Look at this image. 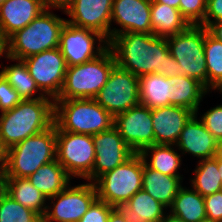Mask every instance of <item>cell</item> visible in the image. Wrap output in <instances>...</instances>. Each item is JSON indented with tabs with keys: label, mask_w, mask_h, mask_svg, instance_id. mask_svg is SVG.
Wrapping results in <instances>:
<instances>
[{
	"label": "cell",
	"mask_w": 222,
	"mask_h": 222,
	"mask_svg": "<svg viewBox=\"0 0 222 222\" xmlns=\"http://www.w3.org/2000/svg\"><path fill=\"white\" fill-rule=\"evenodd\" d=\"M108 48L116 65L137 77L152 73L180 76L181 66L170 55L166 38L153 33L127 32L112 37Z\"/></svg>",
	"instance_id": "6da1fadb"
},
{
	"label": "cell",
	"mask_w": 222,
	"mask_h": 222,
	"mask_svg": "<svg viewBox=\"0 0 222 222\" xmlns=\"http://www.w3.org/2000/svg\"><path fill=\"white\" fill-rule=\"evenodd\" d=\"M55 100L51 97L22 100L0 113V141L7 148L38 134L54 124Z\"/></svg>",
	"instance_id": "7a4b0ae2"
},
{
	"label": "cell",
	"mask_w": 222,
	"mask_h": 222,
	"mask_svg": "<svg viewBox=\"0 0 222 222\" xmlns=\"http://www.w3.org/2000/svg\"><path fill=\"white\" fill-rule=\"evenodd\" d=\"M65 23V18L54 14L52 9H45L29 25L6 40V56L23 60L59 47L60 32Z\"/></svg>",
	"instance_id": "3957f363"
},
{
	"label": "cell",
	"mask_w": 222,
	"mask_h": 222,
	"mask_svg": "<svg viewBox=\"0 0 222 222\" xmlns=\"http://www.w3.org/2000/svg\"><path fill=\"white\" fill-rule=\"evenodd\" d=\"M54 123L62 130L95 135L114 126V117L94 99L55 100Z\"/></svg>",
	"instance_id": "277c9868"
},
{
	"label": "cell",
	"mask_w": 222,
	"mask_h": 222,
	"mask_svg": "<svg viewBox=\"0 0 222 222\" xmlns=\"http://www.w3.org/2000/svg\"><path fill=\"white\" fill-rule=\"evenodd\" d=\"M56 159V124L7 149V177L27 178Z\"/></svg>",
	"instance_id": "5b68a950"
},
{
	"label": "cell",
	"mask_w": 222,
	"mask_h": 222,
	"mask_svg": "<svg viewBox=\"0 0 222 222\" xmlns=\"http://www.w3.org/2000/svg\"><path fill=\"white\" fill-rule=\"evenodd\" d=\"M115 65L114 56L107 48L89 62L67 67L62 90L55 100L94 99Z\"/></svg>",
	"instance_id": "8992f818"
},
{
	"label": "cell",
	"mask_w": 222,
	"mask_h": 222,
	"mask_svg": "<svg viewBox=\"0 0 222 222\" xmlns=\"http://www.w3.org/2000/svg\"><path fill=\"white\" fill-rule=\"evenodd\" d=\"M143 158L135 153L123 164L98 177L93 183L97 198L114 208L125 204L142 190Z\"/></svg>",
	"instance_id": "52a82bcc"
},
{
	"label": "cell",
	"mask_w": 222,
	"mask_h": 222,
	"mask_svg": "<svg viewBox=\"0 0 222 222\" xmlns=\"http://www.w3.org/2000/svg\"><path fill=\"white\" fill-rule=\"evenodd\" d=\"M207 28L190 25L186 30L167 37L170 55L181 66L180 76L198 80L207 88V67L204 54V40Z\"/></svg>",
	"instance_id": "ba28073f"
},
{
	"label": "cell",
	"mask_w": 222,
	"mask_h": 222,
	"mask_svg": "<svg viewBox=\"0 0 222 222\" xmlns=\"http://www.w3.org/2000/svg\"><path fill=\"white\" fill-rule=\"evenodd\" d=\"M95 153L92 135L62 131L56 125V159L72 179L92 182Z\"/></svg>",
	"instance_id": "9c48e42d"
},
{
	"label": "cell",
	"mask_w": 222,
	"mask_h": 222,
	"mask_svg": "<svg viewBox=\"0 0 222 222\" xmlns=\"http://www.w3.org/2000/svg\"><path fill=\"white\" fill-rule=\"evenodd\" d=\"M86 182L75 186L70 183L62 192L47 199L44 222H78L97 199L94 183Z\"/></svg>",
	"instance_id": "30bf717a"
},
{
	"label": "cell",
	"mask_w": 222,
	"mask_h": 222,
	"mask_svg": "<svg viewBox=\"0 0 222 222\" xmlns=\"http://www.w3.org/2000/svg\"><path fill=\"white\" fill-rule=\"evenodd\" d=\"M58 48L70 67L97 58L108 48V40L97 31L76 27L66 21L60 32Z\"/></svg>",
	"instance_id": "8fae6325"
},
{
	"label": "cell",
	"mask_w": 222,
	"mask_h": 222,
	"mask_svg": "<svg viewBox=\"0 0 222 222\" xmlns=\"http://www.w3.org/2000/svg\"><path fill=\"white\" fill-rule=\"evenodd\" d=\"M94 100L113 117L139 105L138 77L115 65Z\"/></svg>",
	"instance_id": "7c38bea8"
},
{
	"label": "cell",
	"mask_w": 222,
	"mask_h": 222,
	"mask_svg": "<svg viewBox=\"0 0 222 222\" xmlns=\"http://www.w3.org/2000/svg\"><path fill=\"white\" fill-rule=\"evenodd\" d=\"M39 90L54 100L59 96L67 71V64L58 47L23 59Z\"/></svg>",
	"instance_id": "4fadbf2b"
},
{
	"label": "cell",
	"mask_w": 222,
	"mask_h": 222,
	"mask_svg": "<svg viewBox=\"0 0 222 222\" xmlns=\"http://www.w3.org/2000/svg\"><path fill=\"white\" fill-rule=\"evenodd\" d=\"M114 127L135 153L154 145L151 109L142 104L117 114L114 117Z\"/></svg>",
	"instance_id": "5bb4252c"
},
{
	"label": "cell",
	"mask_w": 222,
	"mask_h": 222,
	"mask_svg": "<svg viewBox=\"0 0 222 222\" xmlns=\"http://www.w3.org/2000/svg\"><path fill=\"white\" fill-rule=\"evenodd\" d=\"M92 137L96 152L92 168V183L135 154L114 126L107 131L92 135Z\"/></svg>",
	"instance_id": "9a60e30c"
},
{
	"label": "cell",
	"mask_w": 222,
	"mask_h": 222,
	"mask_svg": "<svg viewBox=\"0 0 222 222\" xmlns=\"http://www.w3.org/2000/svg\"><path fill=\"white\" fill-rule=\"evenodd\" d=\"M113 0H73L65 10L71 25L99 32L111 39V13Z\"/></svg>",
	"instance_id": "2e32d148"
},
{
	"label": "cell",
	"mask_w": 222,
	"mask_h": 222,
	"mask_svg": "<svg viewBox=\"0 0 222 222\" xmlns=\"http://www.w3.org/2000/svg\"><path fill=\"white\" fill-rule=\"evenodd\" d=\"M152 0H113L111 13V38L127 32L152 33ZM118 27H114L112 23Z\"/></svg>",
	"instance_id": "e0dca14e"
},
{
	"label": "cell",
	"mask_w": 222,
	"mask_h": 222,
	"mask_svg": "<svg viewBox=\"0 0 222 222\" xmlns=\"http://www.w3.org/2000/svg\"><path fill=\"white\" fill-rule=\"evenodd\" d=\"M195 113L180 106L151 109L154 144L176 145L186 123Z\"/></svg>",
	"instance_id": "ac0fdd59"
},
{
	"label": "cell",
	"mask_w": 222,
	"mask_h": 222,
	"mask_svg": "<svg viewBox=\"0 0 222 222\" xmlns=\"http://www.w3.org/2000/svg\"><path fill=\"white\" fill-rule=\"evenodd\" d=\"M217 142L195 113L186 123L175 146L182 155L188 153L200 161L214 158Z\"/></svg>",
	"instance_id": "d6986e66"
},
{
	"label": "cell",
	"mask_w": 222,
	"mask_h": 222,
	"mask_svg": "<svg viewBox=\"0 0 222 222\" xmlns=\"http://www.w3.org/2000/svg\"><path fill=\"white\" fill-rule=\"evenodd\" d=\"M44 10L42 0H6L0 6V32L4 39L29 25Z\"/></svg>",
	"instance_id": "ffe728a7"
},
{
	"label": "cell",
	"mask_w": 222,
	"mask_h": 222,
	"mask_svg": "<svg viewBox=\"0 0 222 222\" xmlns=\"http://www.w3.org/2000/svg\"><path fill=\"white\" fill-rule=\"evenodd\" d=\"M210 91L189 76L169 77V106H180L199 114L203 98Z\"/></svg>",
	"instance_id": "44dd1931"
},
{
	"label": "cell",
	"mask_w": 222,
	"mask_h": 222,
	"mask_svg": "<svg viewBox=\"0 0 222 222\" xmlns=\"http://www.w3.org/2000/svg\"><path fill=\"white\" fill-rule=\"evenodd\" d=\"M117 209L126 222H160L168 208L142 189Z\"/></svg>",
	"instance_id": "7402d4cb"
},
{
	"label": "cell",
	"mask_w": 222,
	"mask_h": 222,
	"mask_svg": "<svg viewBox=\"0 0 222 222\" xmlns=\"http://www.w3.org/2000/svg\"><path fill=\"white\" fill-rule=\"evenodd\" d=\"M183 176H170L149 168L143 161L142 189L168 209L183 186Z\"/></svg>",
	"instance_id": "603a6c76"
},
{
	"label": "cell",
	"mask_w": 222,
	"mask_h": 222,
	"mask_svg": "<svg viewBox=\"0 0 222 222\" xmlns=\"http://www.w3.org/2000/svg\"><path fill=\"white\" fill-rule=\"evenodd\" d=\"M27 179L47 199L62 192L72 180L57 159L42 165L36 172L28 176Z\"/></svg>",
	"instance_id": "cb8c5ba5"
},
{
	"label": "cell",
	"mask_w": 222,
	"mask_h": 222,
	"mask_svg": "<svg viewBox=\"0 0 222 222\" xmlns=\"http://www.w3.org/2000/svg\"><path fill=\"white\" fill-rule=\"evenodd\" d=\"M152 33L158 37L167 38L186 30L190 24L181 15L179 9L151 1Z\"/></svg>",
	"instance_id": "d4e9b609"
},
{
	"label": "cell",
	"mask_w": 222,
	"mask_h": 222,
	"mask_svg": "<svg viewBox=\"0 0 222 222\" xmlns=\"http://www.w3.org/2000/svg\"><path fill=\"white\" fill-rule=\"evenodd\" d=\"M175 145H158L146 147L139 154L144 163L151 169L170 176H183L179 172L182 155Z\"/></svg>",
	"instance_id": "484cf974"
},
{
	"label": "cell",
	"mask_w": 222,
	"mask_h": 222,
	"mask_svg": "<svg viewBox=\"0 0 222 222\" xmlns=\"http://www.w3.org/2000/svg\"><path fill=\"white\" fill-rule=\"evenodd\" d=\"M168 212L185 222L207 221L204 196L193 188L182 186Z\"/></svg>",
	"instance_id": "4316f807"
},
{
	"label": "cell",
	"mask_w": 222,
	"mask_h": 222,
	"mask_svg": "<svg viewBox=\"0 0 222 222\" xmlns=\"http://www.w3.org/2000/svg\"><path fill=\"white\" fill-rule=\"evenodd\" d=\"M5 59L15 61L16 63L3 66L1 63L0 73L8 83L16 90L22 100H32L44 98L45 95L37 87L35 80L29 73V70L23 60L12 59L5 56ZM38 92V93H37Z\"/></svg>",
	"instance_id": "83f0119b"
},
{
	"label": "cell",
	"mask_w": 222,
	"mask_h": 222,
	"mask_svg": "<svg viewBox=\"0 0 222 222\" xmlns=\"http://www.w3.org/2000/svg\"><path fill=\"white\" fill-rule=\"evenodd\" d=\"M6 194L41 218L47 210V198L27 178L7 177Z\"/></svg>",
	"instance_id": "f1b7e54d"
},
{
	"label": "cell",
	"mask_w": 222,
	"mask_h": 222,
	"mask_svg": "<svg viewBox=\"0 0 222 222\" xmlns=\"http://www.w3.org/2000/svg\"><path fill=\"white\" fill-rule=\"evenodd\" d=\"M140 104L150 108L169 106V77L152 73L138 77Z\"/></svg>",
	"instance_id": "f546056e"
},
{
	"label": "cell",
	"mask_w": 222,
	"mask_h": 222,
	"mask_svg": "<svg viewBox=\"0 0 222 222\" xmlns=\"http://www.w3.org/2000/svg\"><path fill=\"white\" fill-rule=\"evenodd\" d=\"M198 162L190 179L191 187L202 196H208L222 190V180L218 170V160L204 159Z\"/></svg>",
	"instance_id": "4dcf8cb0"
},
{
	"label": "cell",
	"mask_w": 222,
	"mask_h": 222,
	"mask_svg": "<svg viewBox=\"0 0 222 222\" xmlns=\"http://www.w3.org/2000/svg\"><path fill=\"white\" fill-rule=\"evenodd\" d=\"M204 54L207 67V89L211 93L222 82V42L208 31L205 34Z\"/></svg>",
	"instance_id": "1f68e13d"
},
{
	"label": "cell",
	"mask_w": 222,
	"mask_h": 222,
	"mask_svg": "<svg viewBox=\"0 0 222 222\" xmlns=\"http://www.w3.org/2000/svg\"><path fill=\"white\" fill-rule=\"evenodd\" d=\"M40 219L36 212L21 205L7 194L0 200V222H38Z\"/></svg>",
	"instance_id": "d6a6232c"
},
{
	"label": "cell",
	"mask_w": 222,
	"mask_h": 222,
	"mask_svg": "<svg viewBox=\"0 0 222 222\" xmlns=\"http://www.w3.org/2000/svg\"><path fill=\"white\" fill-rule=\"evenodd\" d=\"M207 0H180L179 11L190 25H200L204 21Z\"/></svg>",
	"instance_id": "836d02e7"
},
{
	"label": "cell",
	"mask_w": 222,
	"mask_h": 222,
	"mask_svg": "<svg viewBox=\"0 0 222 222\" xmlns=\"http://www.w3.org/2000/svg\"><path fill=\"white\" fill-rule=\"evenodd\" d=\"M198 118L218 141L222 140V104L208 109Z\"/></svg>",
	"instance_id": "e575fe53"
},
{
	"label": "cell",
	"mask_w": 222,
	"mask_h": 222,
	"mask_svg": "<svg viewBox=\"0 0 222 222\" xmlns=\"http://www.w3.org/2000/svg\"><path fill=\"white\" fill-rule=\"evenodd\" d=\"M22 101L16 90L0 73V113L13 109Z\"/></svg>",
	"instance_id": "d590c367"
},
{
	"label": "cell",
	"mask_w": 222,
	"mask_h": 222,
	"mask_svg": "<svg viewBox=\"0 0 222 222\" xmlns=\"http://www.w3.org/2000/svg\"><path fill=\"white\" fill-rule=\"evenodd\" d=\"M113 209L97 198L78 222H107Z\"/></svg>",
	"instance_id": "8d00e7d4"
},
{
	"label": "cell",
	"mask_w": 222,
	"mask_h": 222,
	"mask_svg": "<svg viewBox=\"0 0 222 222\" xmlns=\"http://www.w3.org/2000/svg\"><path fill=\"white\" fill-rule=\"evenodd\" d=\"M207 221L222 222V190L204 197Z\"/></svg>",
	"instance_id": "74e56055"
},
{
	"label": "cell",
	"mask_w": 222,
	"mask_h": 222,
	"mask_svg": "<svg viewBox=\"0 0 222 222\" xmlns=\"http://www.w3.org/2000/svg\"><path fill=\"white\" fill-rule=\"evenodd\" d=\"M217 21H222V0H207L204 21L200 25L207 28Z\"/></svg>",
	"instance_id": "f35d334b"
},
{
	"label": "cell",
	"mask_w": 222,
	"mask_h": 222,
	"mask_svg": "<svg viewBox=\"0 0 222 222\" xmlns=\"http://www.w3.org/2000/svg\"><path fill=\"white\" fill-rule=\"evenodd\" d=\"M73 0H42L45 9L60 10L65 14V10L71 5Z\"/></svg>",
	"instance_id": "ab89813d"
},
{
	"label": "cell",
	"mask_w": 222,
	"mask_h": 222,
	"mask_svg": "<svg viewBox=\"0 0 222 222\" xmlns=\"http://www.w3.org/2000/svg\"><path fill=\"white\" fill-rule=\"evenodd\" d=\"M207 30L214 38L222 42V21L211 23Z\"/></svg>",
	"instance_id": "60d3db41"
},
{
	"label": "cell",
	"mask_w": 222,
	"mask_h": 222,
	"mask_svg": "<svg viewBox=\"0 0 222 222\" xmlns=\"http://www.w3.org/2000/svg\"><path fill=\"white\" fill-rule=\"evenodd\" d=\"M107 222H126V221L124 215L117 208H114L111 211Z\"/></svg>",
	"instance_id": "b9f144b4"
},
{
	"label": "cell",
	"mask_w": 222,
	"mask_h": 222,
	"mask_svg": "<svg viewBox=\"0 0 222 222\" xmlns=\"http://www.w3.org/2000/svg\"><path fill=\"white\" fill-rule=\"evenodd\" d=\"M7 148L0 141V170H6Z\"/></svg>",
	"instance_id": "7bdbcfd3"
},
{
	"label": "cell",
	"mask_w": 222,
	"mask_h": 222,
	"mask_svg": "<svg viewBox=\"0 0 222 222\" xmlns=\"http://www.w3.org/2000/svg\"><path fill=\"white\" fill-rule=\"evenodd\" d=\"M7 174L6 170H0V200L6 194Z\"/></svg>",
	"instance_id": "ee69618b"
},
{
	"label": "cell",
	"mask_w": 222,
	"mask_h": 222,
	"mask_svg": "<svg viewBox=\"0 0 222 222\" xmlns=\"http://www.w3.org/2000/svg\"><path fill=\"white\" fill-rule=\"evenodd\" d=\"M160 222H185V221L171 214L170 212H167Z\"/></svg>",
	"instance_id": "f6af8a7d"
},
{
	"label": "cell",
	"mask_w": 222,
	"mask_h": 222,
	"mask_svg": "<svg viewBox=\"0 0 222 222\" xmlns=\"http://www.w3.org/2000/svg\"><path fill=\"white\" fill-rule=\"evenodd\" d=\"M157 3H162L173 8L179 9L180 0H154Z\"/></svg>",
	"instance_id": "bcb514c9"
},
{
	"label": "cell",
	"mask_w": 222,
	"mask_h": 222,
	"mask_svg": "<svg viewBox=\"0 0 222 222\" xmlns=\"http://www.w3.org/2000/svg\"><path fill=\"white\" fill-rule=\"evenodd\" d=\"M6 56V40L2 36V33L0 32V58H4Z\"/></svg>",
	"instance_id": "7dc6e473"
},
{
	"label": "cell",
	"mask_w": 222,
	"mask_h": 222,
	"mask_svg": "<svg viewBox=\"0 0 222 222\" xmlns=\"http://www.w3.org/2000/svg\"><path fill=\"white\" fill-rule=\"evenodd\" d=\"M214 158L217 160H222V140L217 142Z\"/></svg>",
	"instance_id": "c3c4849f"
},
{
	"label": "cell",
	"mask_w": 222,
	"mask_h": 222,
	"mask_svg": "<svg viewBox=\"0 0 222 222\" xmlns=\"http://www.w3.org/2000/svg\"><path fill=\"white\" fill-rule=\"evenodd\" d=\"M218 170L222 180V160H218Z\"/></svg>",
	"instance_id": "681fc988"
},
{
	"label": "cell",
	"mask_w": 222,
	"mask_h": 222,
	"mask_svg": "<svg viewBox=\"0 0 222 222\" xmlns=\"http://www.w3.org/2000/svg\"><path fill=\"white\" fill-rule=\"evenodd\" d=\"M213 90H214V91H217V92H218V90H219V93H220V92L222 93V82H221L218 86H216ZM221 95H222V94H221Z\"/></svg>",
	"instance_id": "f907efd6"
},
{
	"label": "cell",
	"mask_w": 222,
	"mask_h": 222,
	"mask_svg": "<svg viewBox=\"0 0 222 222\" xmlns=\"http://www.w3.org/2000/svg\"><path fill=\"white\" fill-rule=\"evenodd\" d=\"M6 0H0V6L5 2Z\"/></svg>",
	"instance_id": "816d5d0a"
},
{
	"label": "cell",
	"mask_w": 222,
	"mask_h": 222,
	"mask_svg": "<svg viewBox=\"0 0 222 222\" xmlns=\"http://www.w3.org/2000/svg\"><path fill=\"white\" fill-rule=\"evenodd\" d=\"M38 222H44L43 218H41Z\"/></svg>",
	"instance_id": "f5cc1de1"
}]
</instances>
